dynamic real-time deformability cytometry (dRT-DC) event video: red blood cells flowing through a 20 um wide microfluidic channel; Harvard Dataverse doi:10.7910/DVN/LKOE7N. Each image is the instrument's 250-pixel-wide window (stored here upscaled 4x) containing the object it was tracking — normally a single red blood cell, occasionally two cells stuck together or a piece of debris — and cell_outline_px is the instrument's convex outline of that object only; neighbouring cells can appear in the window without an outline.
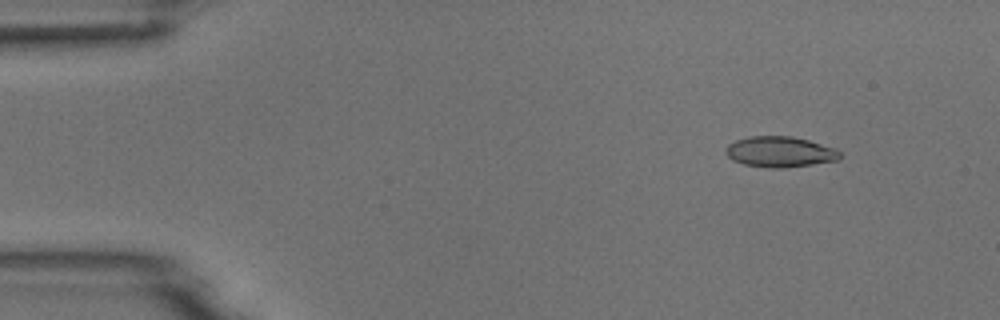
{"species": "common noctule bat (a hibernating species)", "species_latin": "Nyctalus noctula", "temperature_condition": "room temperature", "stored_images_in_passage": 9, "camera_frame_rate_fps": 3000, "um_per_image_px": 0.085, "animal": {"sex": "male", "body_mass_g": 18.8}, "frame": {"image": 1, "passage_image": 2, "time_ms": 0.333, "image_size_px": [1000, 320], "cell_outline_px": [[840, 156], [836, 160], [812, 164], [780, 168], [768, 168], [744, 164], [732, 160], [724, 152], [728, 144], [736, 140], [748, 136], [792, 136], [808, 140], [836, 148], [840, 152]], "centroid_in_image_um": [66.26, 12.9], "position_along_channel_um": 18.7, "area_um2": 20.35}}
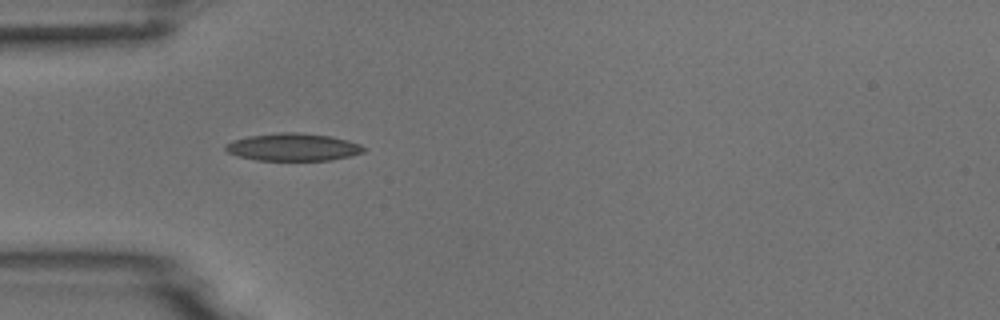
{"frame": {"image": 2, "passage_image": 4, "time_ms": 1.0, "image_size_px": [1000, 320], "cell_outline_px": [[368, 148], [364, 152], [352, 156], [332, 160], [256, 160], [236, 156], [228, 152], [224, 148], [224, 144], [232, 140], [248, 136], [280, 132], [296, 132], [328, 136], [348, 140], [360, 144]], "centroid_in_image_um": [24.91, 12.51], "position_along_channel_um": 60.1, "area_um2": 22.37}}
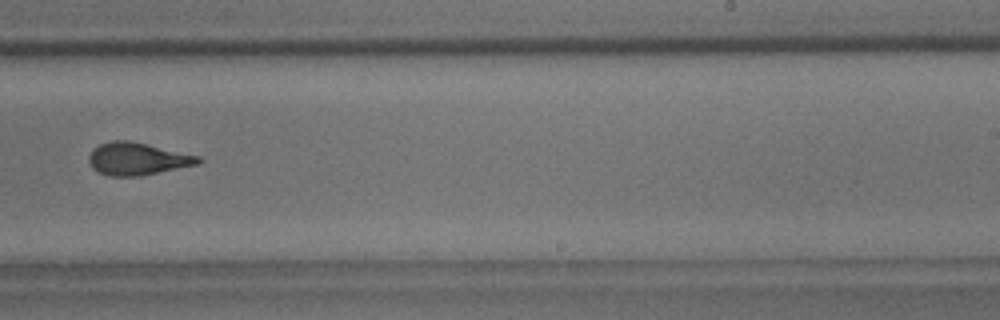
{"frame": {"image": 3, "passage_image": 9, "time_ms": 2.667, "image_size_px": [1000, 320], "cell_outline_px": [[204, 160], [200, 164], [140, 176], [108, 176], [96, 172], [92, 168], [88, 160], [88, 156], [100, 144], [112, 140], [128, 140], [148, 144], [200, 156]], "centroid_in_image_um": [11.7, 13.51], "position_along_channel_um": 277.3, "area_um2": 20.87}}